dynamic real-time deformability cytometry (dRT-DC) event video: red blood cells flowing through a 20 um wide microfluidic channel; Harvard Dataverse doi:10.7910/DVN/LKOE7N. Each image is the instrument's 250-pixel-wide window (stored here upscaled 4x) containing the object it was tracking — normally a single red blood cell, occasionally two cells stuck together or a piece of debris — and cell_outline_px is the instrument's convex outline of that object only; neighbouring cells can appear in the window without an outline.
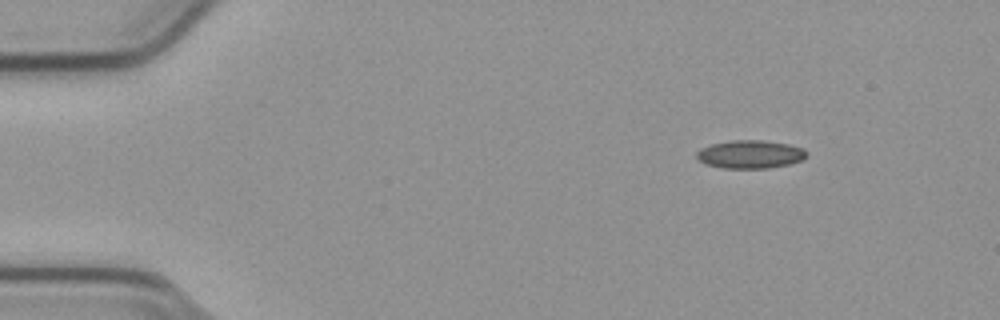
{"species": "common noctule bat (a hibernating species)", "species_latin": "Nyctalus noctula", "temperature_condition": "cold", "stored_images_in_passage": 48, "camera_frame_rate_fps": 3000, "um_per_image_px": 0.085, "animal": {"sex": "male", "body_mass_g": 23.1, "forearm_length_mm": 52.7}, "frame": {"image": 1, "passage_image": 1, "time_ms": 0.0, "image_size_px": [1000, 320], "cell_outline_px": [[808, 156], [800, 160], [788, 164], [768, 168], [724, 168], [704, 164], [696, 160], [696, 152], [700, 148], [712, 144], [728, 140], [764, 140], [788, 144], [804, 148], [808, 152]], "centroid_in_image_um": [63.74, 13.11], "position_along_channel_um": 21.3, "area_um2": 18.26}}
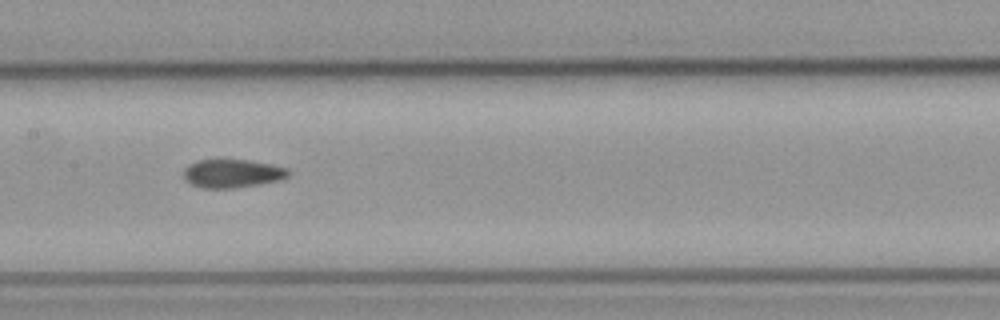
{"frame": {"image": 2, "passage_image": 21, "time_ms": 6.667, "image_size_px": [1000, 320], "cell_outline_px": [[292, 172], [288, 176], [280, 180], [260, 184], [236, 188], [204, 188], [192, 184], [184, 176], [184, 168], [188, 164], [196, 160], [248, 160], [272, 164], [288, 168]], "centroid_in_image_um": [19.79, 14.74], "position_along_channel_um": 187.6, "area_um2": 17.4}}
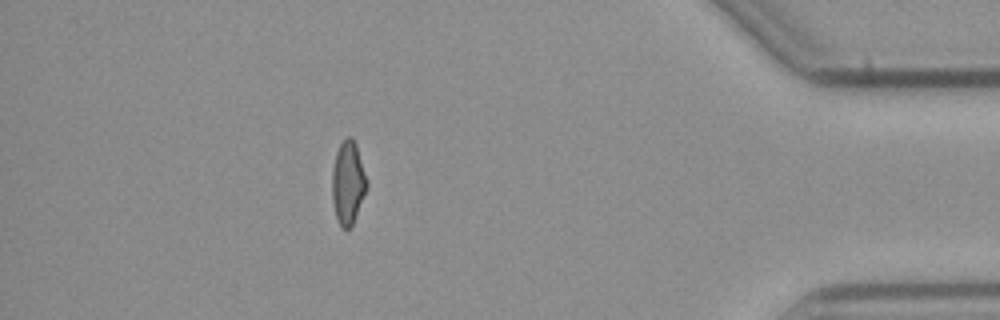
{"frame": {"image": 3, "passage_image": 42, "time_ms": 13.667, "image_size_px": [1000, 320], "cell_outline_px": [[368, 184], [352, 224], [348, 228], [344, 228], [340, 224], [336, 216], [332, 200], [332, 172], [336, 152], [340, 144], [348, 136], [352, 136], [356, 144]], "centroid_in_image_um": [29.56, 15.49], "position_along_channel_um": 405.6, "area_um2": 16.36}, "authors_computed_cell_mechanics": {"area_um2": 17.4267, "velocity_mm_per_s": 3.8056, "shape_relaxation_time_tau1_ms": null, "shape_relaxation_time_tau2_ms": 1.9562, "deformation_change_tau1": null, "deformation_change_tau2": 0.078}}